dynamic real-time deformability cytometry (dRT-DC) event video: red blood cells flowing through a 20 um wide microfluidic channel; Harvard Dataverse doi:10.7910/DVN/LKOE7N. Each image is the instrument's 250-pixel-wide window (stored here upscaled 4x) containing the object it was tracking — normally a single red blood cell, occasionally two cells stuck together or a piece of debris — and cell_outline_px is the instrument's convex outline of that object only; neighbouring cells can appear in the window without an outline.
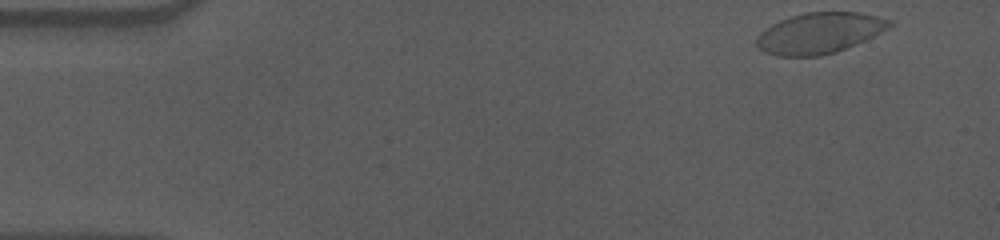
{"species": "human", "species_latin": "Homo sapiens", "temperature_condition": "cold", "stored_images_in_passage": 54, "camera_frame_rate_fps": 3000, "um_per_image_px": 0.085, "donor": {"sex": "male"}, "frame": {"image": 1, "passage_image": 1, "time_ms": 0.0, "image_size_px": [1000, 240], "cell_outline_px": [[892, 24], [888, 28], [864, 40], [836, 52], [820, 56], [776, 56], [764, 52], [756, 44], [756, 40], [760, 32], [764, 28], [780, 20], [792, 16], [808, 12], [860, 12], [892, 20]], "centroid_in_image_um": [69.62, 2.81], "position_along_channel_um": 15.4, "area_um2": 31.39}}
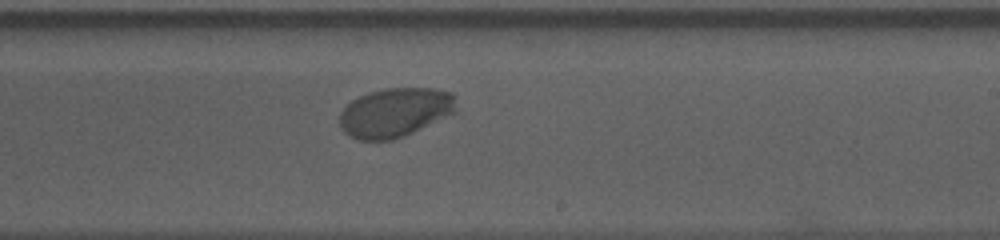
{"frame": {"image": 2, "passage_image": 31, "time_ms": 10.0, "image_size_px": [1000, 240], "cell_outline_px": [[456, 112], [404, 136], [392, 140], [356, 140], [348, 136], [340, 128], [340, 112], [352, 100], [368, 92], [384, 88], [432, 88], [452, 92]], "centroid_in_image_um": [33.54, 9.56], "position_along_channel_um": 255.5, "area_um2": 33.41}}
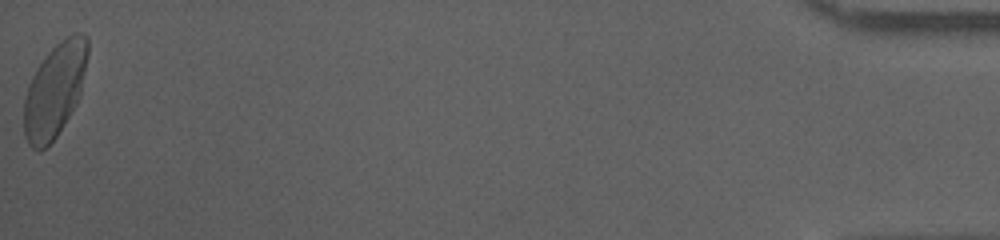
{"frame": {"image": 3, "passage_image": 54, "time_ms": 17.667, "image_size_px": [1000, 240], "cell_outline_px": [[88, 52], [80, 96], [76, 104], [56, 136], [40, 152], [32, 148], [28, 144], [24, 136], [24, 100], [28, 84], [36, 68], [44, 56], [60, 40], [72, 32], [84, 32], [88, 36]], "centroid_in_image_um": [4.65, 7.62], "position_along_channel_um": 430.5, "area_um2": 35.03}, "authors_computed_cell_mechanics": {"area_um2": 33.524, "velocity_mm_per_s": 3.5515, "shape_relaxation_time_tau1_ms": 3.5968, "shape_relaxation_time_tau2_ms": null, "deformation_change_tau1": 0.1602, "deformation_change_tau2": null}}